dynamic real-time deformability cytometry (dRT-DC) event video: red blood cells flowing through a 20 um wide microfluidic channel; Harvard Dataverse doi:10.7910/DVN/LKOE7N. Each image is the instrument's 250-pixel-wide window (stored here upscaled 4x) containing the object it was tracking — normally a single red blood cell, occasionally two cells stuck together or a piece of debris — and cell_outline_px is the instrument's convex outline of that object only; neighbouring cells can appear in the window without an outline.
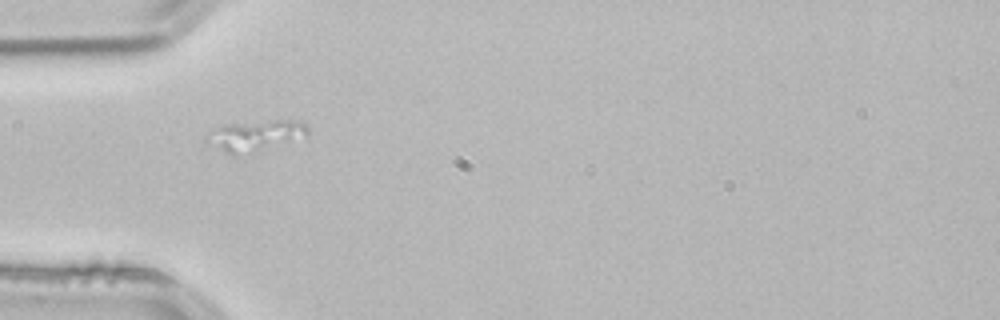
{"species": "common noctule bat (a hibernating species)", "species_latin": "Nyctalus noctula", "temperature_condition": "room temperature", "stored_images_in_passage": 40, "camera_frame_rate_fps": 3000, "um_per_image_px": 0.085, "animal": {"sex": "male", "body_mass_g": 21.5, "forearm_length_mm": 52.0}, "frame": {"image": 1, "passage_image": 1, "time_ms": 0.0, "image_size_px": [1000, 320], "cell_outline_px": [[308, 132], [304, 136], [232, 156], [208, 144], [204, 140], [212, 128], [224, 124], [272, 120], [300, 120], [308, 124]], "centroid_in_image_um": [21.62, 11.48], "position_along_channel_um": 63.4, "area_um2": 17.63}}
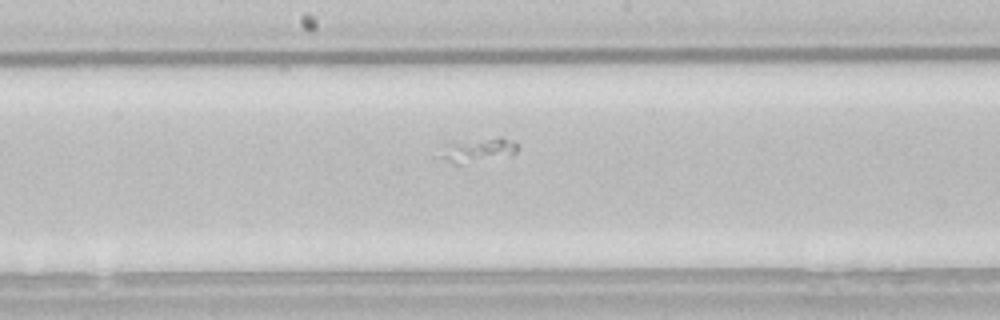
{"frame": {"image": 2, "passage_image": 13, "time_ms": 4.0, "image_size_px": [1000, 320], "cell_outline_px": [[516, 152], [512, 156], [460, 164], [452, 164], [440, 156], [444, 144], [448, 140], [500, 136], [512, 140], [516, 144]], "centroid_in_image_um": [40.59, 12.71], "position_along_channel_um": 207.6, "area_um2": 11.56}}
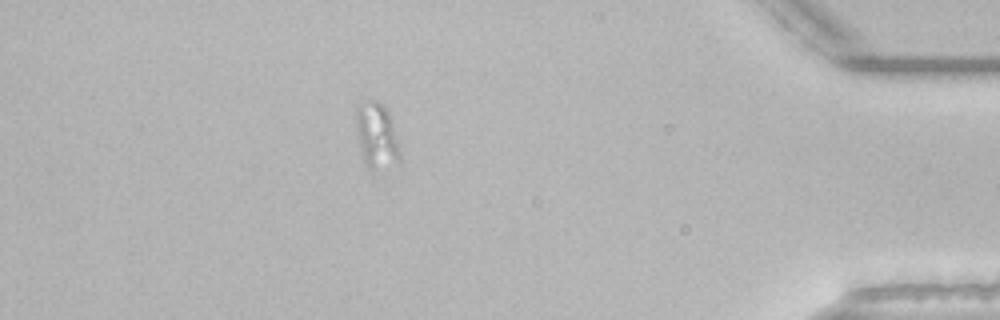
{"frame": {"image": 3, "passage_image": 33, "time_ms": 10.667, "image_size_px": [1000, 320], "cell_outline_px": [[400, 160], [372, 172], [368, 168], [360, 152], [356, 128], [356, 104], [368, 100], [376, 100], [384, 104], [388, 108], [400, 152]], "centroid_in_image_um": [31.98, 11.48], "position_along_channel_um": 403.2, "area_um2": 16.94}}